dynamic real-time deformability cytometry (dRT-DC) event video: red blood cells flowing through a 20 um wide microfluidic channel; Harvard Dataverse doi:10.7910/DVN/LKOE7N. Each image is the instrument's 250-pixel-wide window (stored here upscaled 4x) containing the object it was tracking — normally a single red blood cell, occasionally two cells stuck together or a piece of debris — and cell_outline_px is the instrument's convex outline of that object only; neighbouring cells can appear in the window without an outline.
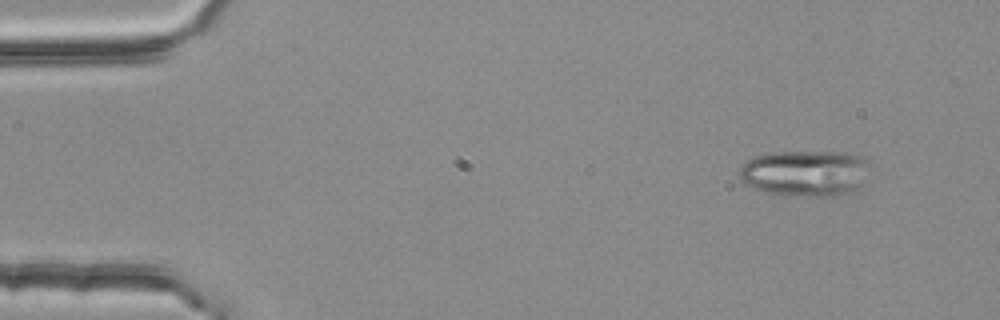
{"species": "common noctule bat (a hibernating species)", "species_latin": "Nyctalus noctula", "temperature_condition": "room temperature", "stored_images_in_passage": 3, "camera_frame_rate_fps": 3000, "um_per_image_px": 0.085, "animal": {"sex": "female", "body_mass_g": 25.1}, "frame": {"image": 1, "passage_image": 1, "time_ms": 0.0, "image_size_px": [1000, 320], "cell_outline_px": [[868, 160], [856, 188], [852, 192], [836, 196], [808, 196], [764, 192], [752, 188], [744, 184], [740, 180], [740, 168], [752, 156], [772, 152], [848, 152], [864, 156]], "centroid_in_image_um": [68.36, 14.7], "position_along_channel_um": 16.6, "area_um2": 34.68}}